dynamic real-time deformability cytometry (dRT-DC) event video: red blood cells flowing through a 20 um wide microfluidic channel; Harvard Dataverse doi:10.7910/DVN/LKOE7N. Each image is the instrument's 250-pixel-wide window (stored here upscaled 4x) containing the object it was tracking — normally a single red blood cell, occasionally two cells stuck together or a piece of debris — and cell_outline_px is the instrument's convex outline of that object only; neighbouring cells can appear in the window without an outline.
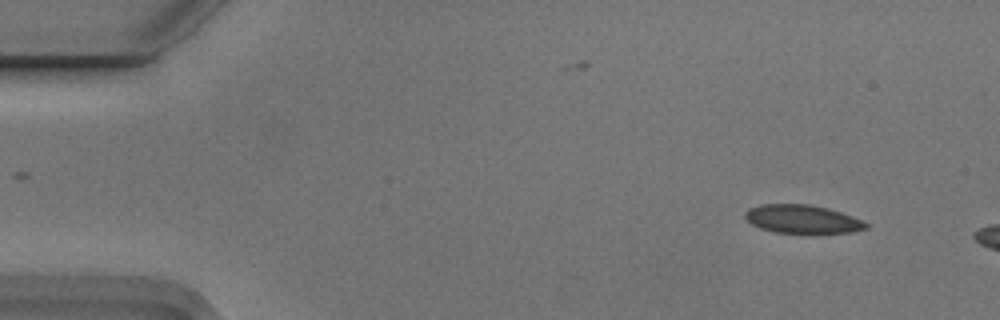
{"species": "Egyptian fruit bat (a non-hibernating species)", "species_latin": "Rousettus aegyptiacus", "temperature_condition": "cold", "stored_images_in_passage": 4, "camera_frame_rate_fps": 3000, "um_per_image_px": 0.085, "animal": {"sex": "male"}, "frame": {"image": 1, "passage_image": 1, "time_ms": 0.0, "image_size_px": [1000, 320], "cell_outline_px": [[868, 228], [852, 232], [776, 232], [760, 228], [752, 224], [744, 216], [744, 212], [748, 208], [760, 204], [812, 204], [828, 208], [852, 216], [868, 224]], "centroid_in_image_um": [68.16, 18.6], "position_along_channel_um": 16.8, "area_um2": 19.77}}